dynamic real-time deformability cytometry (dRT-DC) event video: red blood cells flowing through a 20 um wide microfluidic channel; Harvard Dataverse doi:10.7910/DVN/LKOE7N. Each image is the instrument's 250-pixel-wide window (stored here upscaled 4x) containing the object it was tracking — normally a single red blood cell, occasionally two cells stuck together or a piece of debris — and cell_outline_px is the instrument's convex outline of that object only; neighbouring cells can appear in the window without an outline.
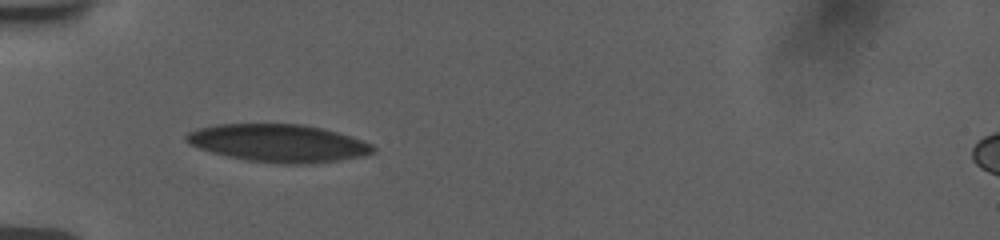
{"species": "human", "species_latin": "Homo sapiens", "temperature_condition": "room temperature", "stored_images_in_passage": 63, "camera_frame_rate_fps": 3000, "um_per_image_px": 0.085, "donor": {"sex": "female"}, "frame": {"image": 1, "passage_image": 1, "time_ms": 0.0, "image_size_px": [1000, 240], "cell_outline_px": [[376, 148], [372, 152], [360, 156], [336, 160], [296, 164], [284, 164], [248, 160], [228, 156], [200, 148], [184, 140], [184, 136], [188, 132], [200, 128], [220, 124], [300, 124], [320, 128], [336, 132], [372, 144]], "centroid_in_image_um": [23.63, 12.16], "position_along_channel_um": 61.4, "area_um2": 40.11}}
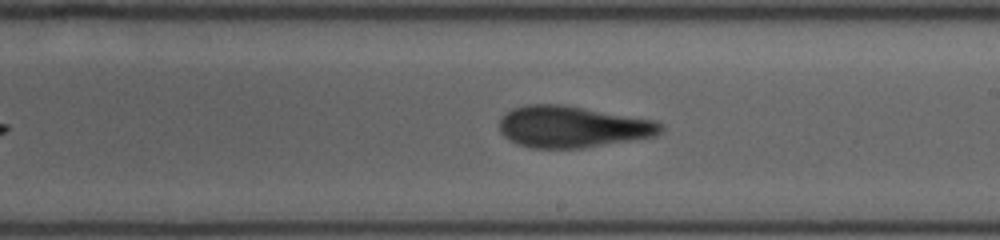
{"frame": {"image": 2, "passage_image": 22, "time_ms": 5.0, "image_size_px": [1000, 240], "cell_outline_px": [[664, 128], [656, 136], [584, 148], [532, 148], [520, 144], [504, 136], [500, 132], [500, 120], [512, 108], [524, 104], [560, 104], [584, 108], [652, 120], [664, 124]], "centroid_in_image_um": [48.66, 10.78], "position_along_channel_um": 240.3, "area_um2": 38.73}}
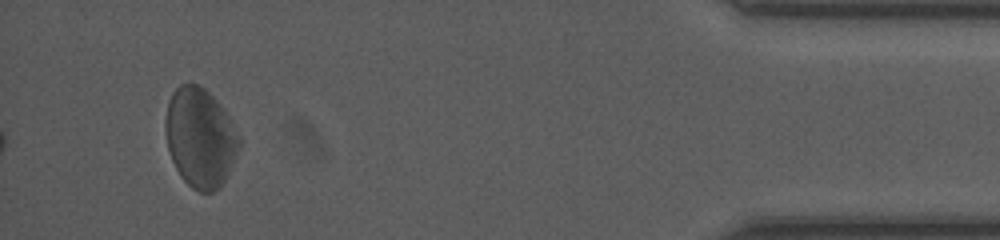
{"frame": {"image": 3, "passage_image": 57, "time_ms": 11.333, "image_size_px": [1000, 240], "cell_outline_px": [[240, 144], [228, 172], [224, 180], [212, 192], [200, 192], [192, 188], [180, 176], [172, 160], [168, 148], [164, 128], [164, 124], [168, 100], [172, 92], [180, 84], [196, 84], [204, 88], [216, 100], [232, 120], [240, 140]], "centroid_in_image_um": [16.98, 11.67], "position_along_channel_um": 418.2, "area_um2": 42.31}, "authors_computed_cell_mechanics": {"area_um2": 39.8242, "velocity_mm_per_s": 3.7376, "shape_relaxation_time_tau1_ms": 7.5375, "shape_relaxation_time_tau2_ms": 2.5265, "deformation_change_tau1": 0.1461, "deformation_change_tau2": 0.1067}}